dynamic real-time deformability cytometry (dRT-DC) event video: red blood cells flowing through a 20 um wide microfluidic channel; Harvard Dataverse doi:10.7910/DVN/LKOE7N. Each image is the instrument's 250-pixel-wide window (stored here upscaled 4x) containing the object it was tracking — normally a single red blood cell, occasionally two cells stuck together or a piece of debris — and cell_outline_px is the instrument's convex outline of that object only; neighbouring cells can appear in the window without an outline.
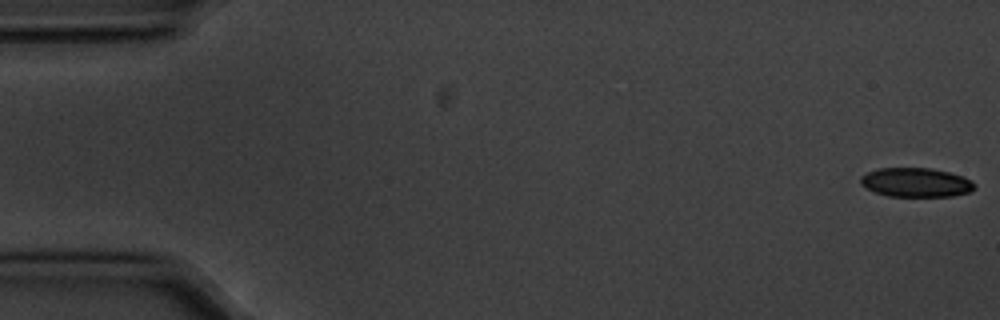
{"species": "common noctule bat (a hibernating species)", "species_latin": "Nyctalus noctula", "temperature_condition": "cold", "stored_images_in_passage": 56, "camera_frame_rate_fps": 3000, "um_per_image_px": 0.085, "animal": {"sex": "male", "body_mass_g": 20.1, "forearm_length_mm": 53.5}, "frame": {"image": 1, "passage_image": 1, "time_ms": 0.0, "image_size_px": [1000, 320], "cell_outline_px": [[976, 188], [972, 192], [952, 196], [888, 196], [876, 192], [860, 184], [860, 176], [868, 172], [880, 168], [932, 168], [948, 172], [972, 180], [976, 184]], "centroid_in_image_um": [77.89, 15.51], "position_along_channel_um": 7.1, "area_um2": 19.36}}
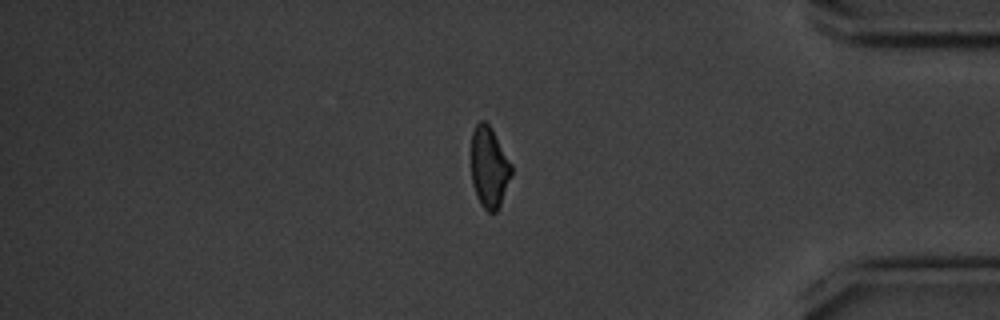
{"frame": {"image": 2, "passage_image": 47, "time_ms": 15.333, "image_size_px": [1000, 320], "cell_outline_px": [[512, 172], [500, 204], [496, 212], [488, 212], [480, 204], [476, 196], [472, 184], [472, 132], [476, 124], [480, 120], [484, 120], [492, 128], [512, 164]], "centroid_in_image_um": [41.57, 14.2], "position_along_channel_um": 393.6, "area_um2": 18.9}}
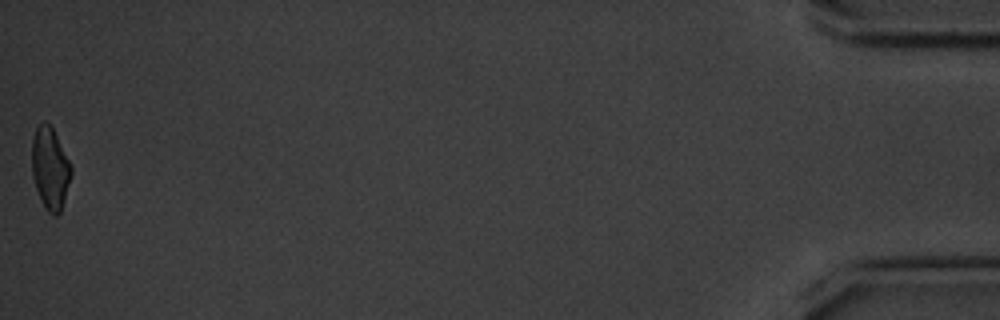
{"frame": {"image": 3, "passage_image": 56, "time_ms": 18.333, "image_size_px": [1000, 320], "cell_outline_px": [[72, 172], [64, 200], [60, 212], [56, 216], [52, 216], [44, 208], [40, 200], [32, 176], [32, 140], [36, 128], [44, 120], [52, 128], [72, 164]], "centroid_in_image_um": [4.26, 14.33], "position_along_channel_um": 430.9, "area_um2": 18.84}, "authors_computed_cell_mechanics": {"area_um2": 20.5768, "velocity_mm_per_s": 3.5756, "shape_relaxation_time_tau1_ms": 2.1264, "shape_relaxation_time_tau2_ms": 3.5741, "deformation_change_tau1": 0.0971, "deformation_change_tau2": 0.0888}}